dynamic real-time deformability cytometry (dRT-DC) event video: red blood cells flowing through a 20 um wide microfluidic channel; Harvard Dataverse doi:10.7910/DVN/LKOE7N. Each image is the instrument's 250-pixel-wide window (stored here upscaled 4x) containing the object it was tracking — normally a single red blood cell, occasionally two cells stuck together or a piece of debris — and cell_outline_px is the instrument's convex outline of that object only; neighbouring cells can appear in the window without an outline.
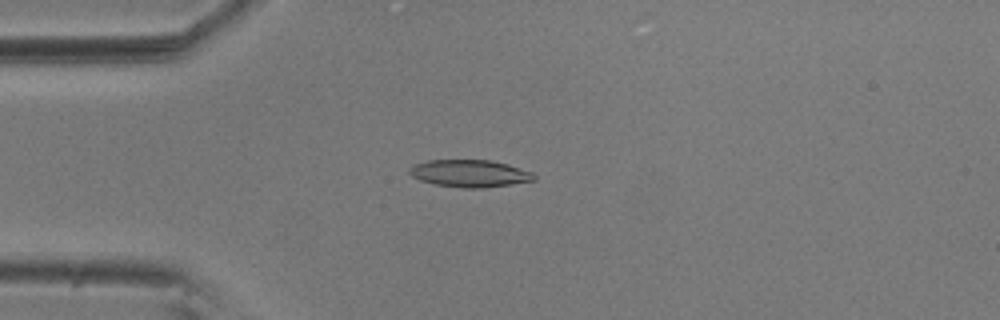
{"species": "common noctule bat (a hibernating species)", "species_latin": "Nyctalus noctula", "temperature_condition": "room temperature", "stored_images_in_passage": 52, "camera_frame_rate_fps": 3000, "um_per_image_px": 0.085, "animal": {"sex": "male", "body_mass_g": 20.5, "forearm_length_mm": 52.5}, "frame": {"image": 1, "passage_image": 11, "time_ms": 3.333, "image_size_px": [1000, 320], "cell_outline_px": [[536, 180], [512, 184], [484, 188], [464, 188], [436, 184], [420, 180], [412, 176], [408, 172], [408, 168], [412, 164], [428, 160], [488, 160], [508, 164], [532, 172], [536, 176]], "centroid_in_image_um": [39.92, 14.74], "position_along_channel_um": 45.1, "area_um2": 19.88}}
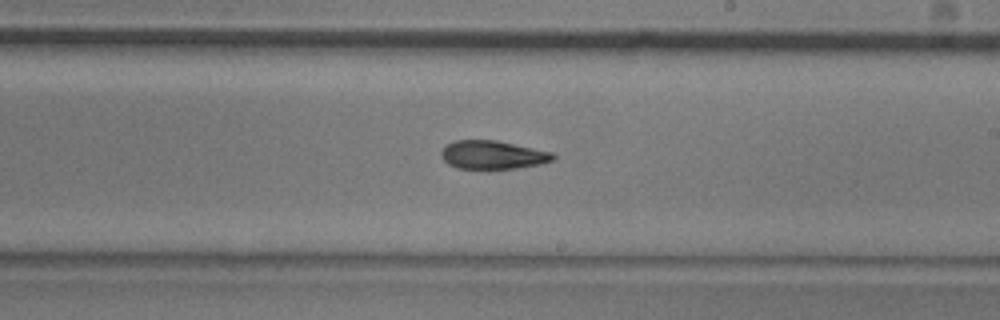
{"frame": {"image": 2, "passage_image": 29, "time_ms": 9.333, "image_size_px": [1000, 320], "cell_outline_px": [[556, 156], [552, 160], [544, 164], [516, 168], [456, 168], [448, 164], [440, 156], [440, 152], [452, 140], [496, 140], [552, 152]], "centroid_in_image_um": [41.88, 13.16], "position_along_channel_um": 247.1, "area_um2": 18.5}}
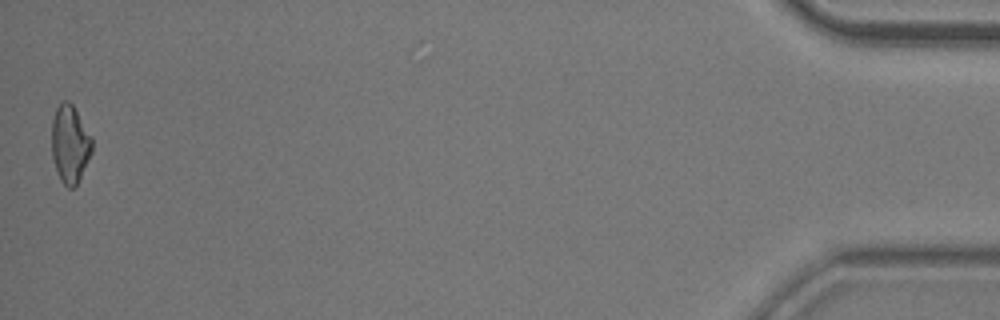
{"frame": {"image": 3, "passage_image": 52, "time_ms": 17.0, "image_size_px": [1000, 320], "cell_outline_px": [[92, 152], [76, 184], [72, 188], [68, 188], [60, 180], [52, 156], [52, 120], [56, 108], [64, 100], [68, 100], [72, 104], [92, 136]], "centroid_in_image_um": [5.94, 12.22], "position_along_channel_um": 429.3, "area_um2": 18.09}, "authors_computed_cell_mechanics": {"area_um2": 18.9873, "velocity_mm_per_s": 3.62, "shape_relaxation_time_tau1_ms": 4.1084, "shape_relaxation_time_tau2_ms": 6.0645, "deformation_change_tau1": 0.1348, "deformation_change_tau2": 0.1561}}